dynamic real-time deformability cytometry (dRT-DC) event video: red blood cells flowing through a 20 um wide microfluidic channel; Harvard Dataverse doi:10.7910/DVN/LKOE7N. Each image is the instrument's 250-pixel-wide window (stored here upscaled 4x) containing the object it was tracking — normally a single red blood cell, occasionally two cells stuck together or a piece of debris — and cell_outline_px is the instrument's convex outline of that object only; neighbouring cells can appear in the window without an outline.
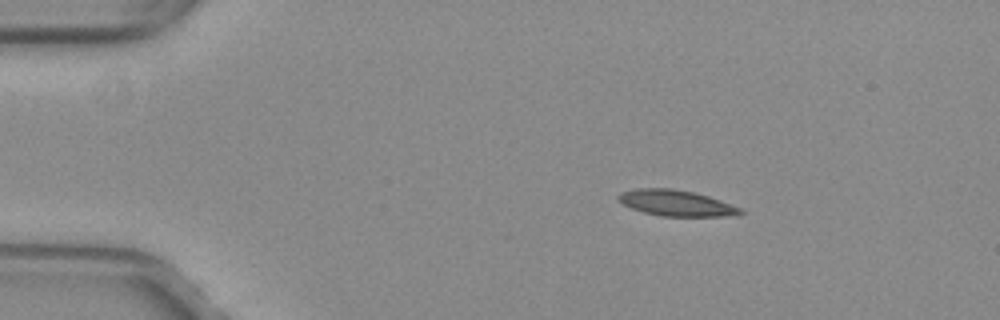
{"species": "common noctule bat (a hibernating species)", "species_latin": "Nyctalus noctula", "temperature_condition": "warm", "stored_images_in_passage": 51, "camera_frame_rate_fps": 3000, "um_per_image_px": 0.085, "animal": {"sex": "female", "body_mass_g": 29.2, "forearm_length_mm": 56.3}, "frame": {"image": 1, "passage_image": 8, "time_ms": 2.333, "image_size_px": [1000, 320], "cell_outline_px": [[744, 212], [728, 216], [660, 216], [644, 212], [632, 208], [616, 200], [616, 196], [620, 192], [636, 188], [672, 188], [692, 192], [708, 196], [720, 200], [740, 208]], "centroid_in_image_um": [57.41, 17.25], "position_along_channel_um": 27.6, "area_um2": 18.32}}
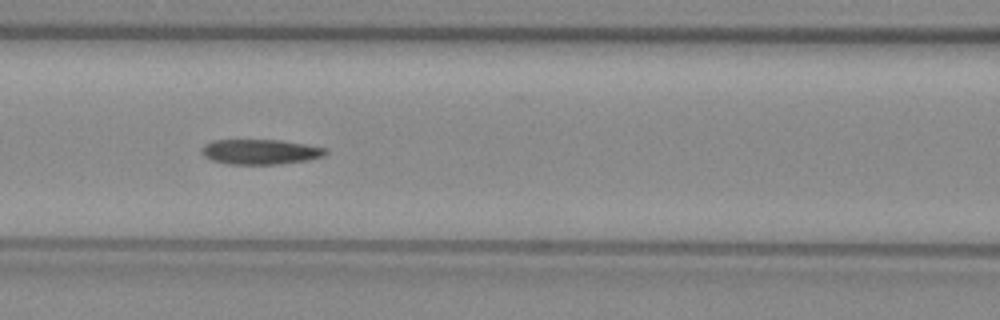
{"frame": {"image": 2, "passage_image": 22, "time_ms": 7.0, "image_size_px": [1000, 320], "cell_outline_px": [[328, 152], [324, 156], [308, 160], [276, 164], [228, 164], [212, 160], [204, 156], [200, 152], [200, 148], [204, 144], [212, 140], [280, 140], [304, 144], [324, 148]], "centroid_in_image_um": [22.08, 12.9], "position_along_channel_um": 144.5, "area_um2": 18.09}}
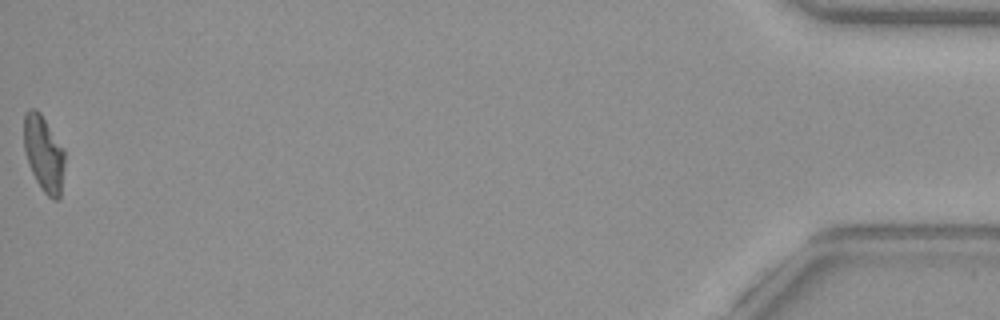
{"frame": {"image": 3, "passage_image": 51, "time_ms": 16.667, "image_size_px": [1000, 320], "cell_outline_px": [[64, 164], [60, 200], [52, 200], [44, 192], [36, 180], [28, 164], [24, 148], [24, 112], [28, 108], [36, 108], [40, 112], [64, 148]], "centroid_in_image_um": [3.72, 13.04], "position_along_channel_um": 431.5, "area_um2": 18.21}, "authors_computed_cell_mechanics": {"area_um2": 18.4382, "velocity_mm_per_s": 4.0236, "shape_relaxation_time_tau1_ms": null, "shape_relaxation_time_tau2_ms": 3.7712, "deformation_change_tau1": null, "deformation_change_tau2": 0.1141}}